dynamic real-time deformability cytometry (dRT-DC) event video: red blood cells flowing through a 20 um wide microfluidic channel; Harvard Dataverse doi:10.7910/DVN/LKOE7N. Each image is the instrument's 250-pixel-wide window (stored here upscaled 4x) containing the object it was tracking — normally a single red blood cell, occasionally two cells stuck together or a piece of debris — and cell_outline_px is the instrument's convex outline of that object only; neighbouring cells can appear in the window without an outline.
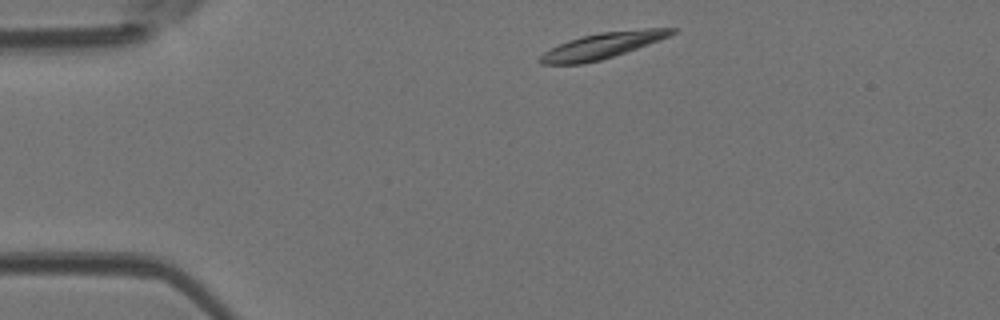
{"species": "Egyptian fruit bat (a non-hibernating species)", "species_latin": "Rousettus aegyptiacus", "temperature_condition": "room temperature", "stored_images_in_passage": 2, "camera_frame_rate_fps": 3000, "um_per_image_px": 0.085, "animal": {"sex": "female"}, "frame": {"image": 1, "passage_image": 1, "time_ms": 0.0, "image_size_px": [1000, 320], "cell_outline_px": [[676, 32], [660, 40], [600, 60], [580, 64], [540, 64], [536, 60], [544, 52], [568, 40], [600, 32], [644, 28], [676, 28]], "centroid_in_image_um": [51.18, 3.87], "position_along_channel_um": 33.8, "area_um2": 19.54}}
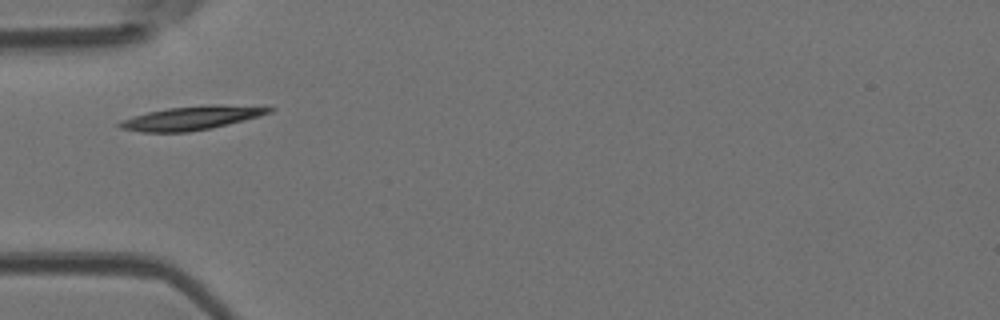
{"frame": {"image": 2, "passage_image": 2, "time_ms": 0.333, "image_size_px": [1000, 320], "cell_outline_px": [[276, 108], [272, 112], [260, 116], [212, 128], [188, 132], [140, 132], [120, 128], [116, 124], [120, 120], [148, 112], [168, 108], [216, 104], [220, 104]], "centroid_in_image_um": [16.26, 10.04], "position_along_channel_um": 68.7, "area_um2": 20.58}}